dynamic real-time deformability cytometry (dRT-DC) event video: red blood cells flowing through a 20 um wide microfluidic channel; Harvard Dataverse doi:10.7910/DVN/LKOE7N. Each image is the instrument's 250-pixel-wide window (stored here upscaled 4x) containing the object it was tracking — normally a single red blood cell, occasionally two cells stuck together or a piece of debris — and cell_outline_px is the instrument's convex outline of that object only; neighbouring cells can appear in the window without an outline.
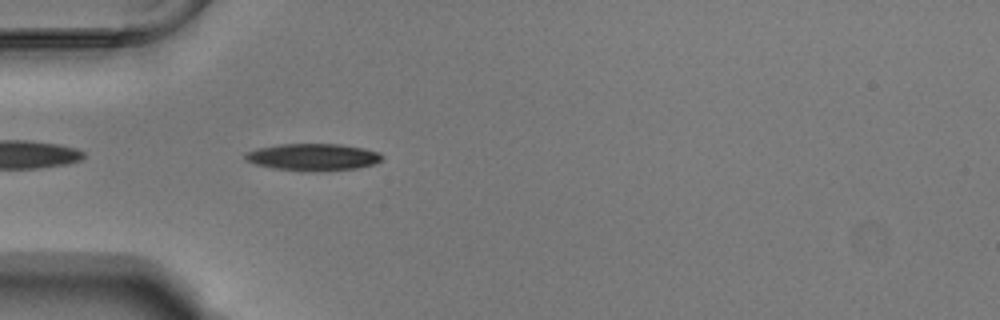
{"species": "Egyptian fruit bat (a non-hibernating species)", "species_latin": "Rousettus aegyptiacus", "temperature_condition": "warm", "stored_images_in_passage": 39, "camera_frame_rate_fps": 3000, "um_per_image_px": 0.085, "animal": {"sex": "male"}, "frame": {"image": 1, "passage_image": 2, "time_ms": 0.333, "image_size_px": [1000, 320], "cell_outline_px": [[384, 160], [376, 164], [356, 168], [276, 168], [256, 164], [248, 160], [244, 156], [248, 152], [256, 148], [280, 144], [340, 144], [364, 148], [380, 152], [384, 156]], "centroid_in_image_um": [26.69, 13.29], "position_along_channel_um": 58.3, "area_um2": 20.4}}
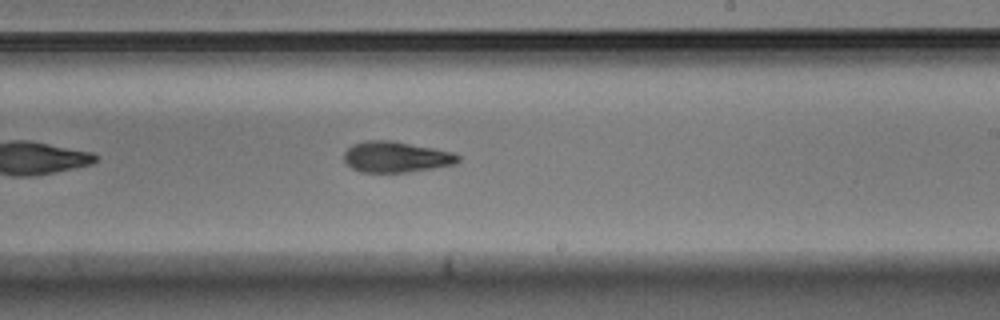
{"frame": {"image": 2, "passage_image": 18, "time_ms": 5.667, "image_size_px": [1000, 320], "cell_outline_px": [[460, 160], [456, 164], [408, 172], [360, 172], [352, 168], [344, 160], [344, 152], [352, 144], [364, 140], [392, 140], [452, 152], [460, 156]], "centroid_in_image_um": [33.64, 13.33], "position_along_channel_um": 255.4, "area_um2": 20.52}}
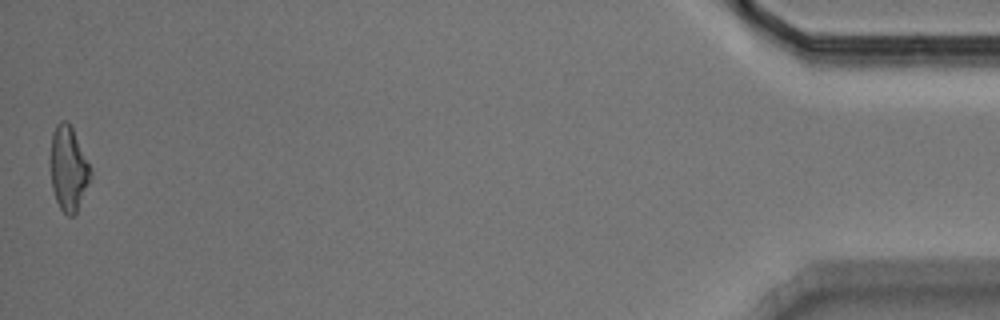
{"frame": {"image": 3, "passage_image": 39, "time_ms": 12.667, "image_size_px": [1000, 320], "cell_outline_px": [[92, 176], [76, 212], [72, 216], [68, 216], [60, 208], [56, 200], [52, 188], [52, 132], [56, 124], [60, 120], [64, 120], [72, 128], [92, 172]], "centroid_in_image_um": [5.83, 14.35], "position_along_channel_um": 429.4, "area_um2": 19.07}, "authors_computed_cell_mechanics": {"area_um2": 20.4034, "velocity_mm_per_s": 3.7755, "shape_relaxation_time_tau1_ms": 5.3158, "shape_relaxation_time_tau2_ms": 5.998, "deformation_change_tau1": 0.1729, "deformation_change_tau2": 0.1626}}